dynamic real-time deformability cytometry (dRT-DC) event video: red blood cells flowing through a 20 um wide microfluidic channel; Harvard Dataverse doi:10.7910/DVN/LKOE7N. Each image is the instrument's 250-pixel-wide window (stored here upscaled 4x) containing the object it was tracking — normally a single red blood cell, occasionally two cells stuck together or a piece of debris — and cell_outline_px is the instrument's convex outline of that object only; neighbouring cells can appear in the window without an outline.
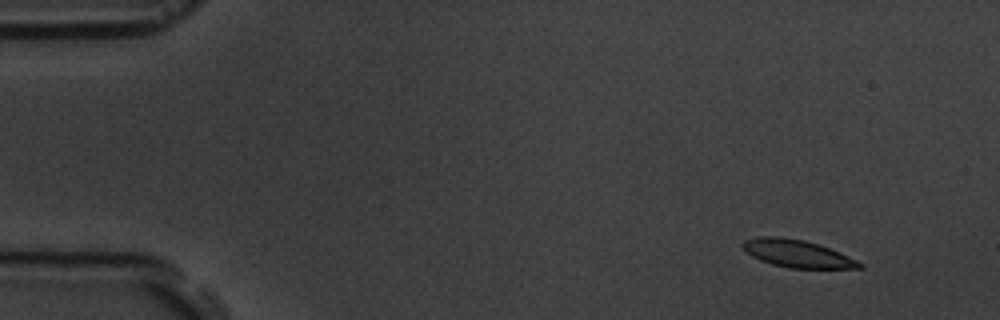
{"species": "common noctule bat (a hibernating species)", "species_latin": "Nyctalus noctula", "temperature_condition": "room temperature", "stored_images_in_passage": 5, "camera_frame_rate_fps": 3000, "um_per_image_px": 0.085, "animal": {"sex": "male", "body_mass_g": 19.5, "forearm_length_mm": 54.6}, "frame": {"image": 1, "passage_image": 1, "time_ms": 0.0, "image_size_px": [1000, 320], "cell_outline_px": [[864, 268], [788, 268], [772, 264], [760, 260], [752, 256], [740, 244], [744, 240], [756, 236], [780, 236], [804, 240], [840, 252], [864, 264]], "centroid_in_image_um": [67.74, 21.55], "position_along_channel_um": 17.3, "area_um2": 18.67}}